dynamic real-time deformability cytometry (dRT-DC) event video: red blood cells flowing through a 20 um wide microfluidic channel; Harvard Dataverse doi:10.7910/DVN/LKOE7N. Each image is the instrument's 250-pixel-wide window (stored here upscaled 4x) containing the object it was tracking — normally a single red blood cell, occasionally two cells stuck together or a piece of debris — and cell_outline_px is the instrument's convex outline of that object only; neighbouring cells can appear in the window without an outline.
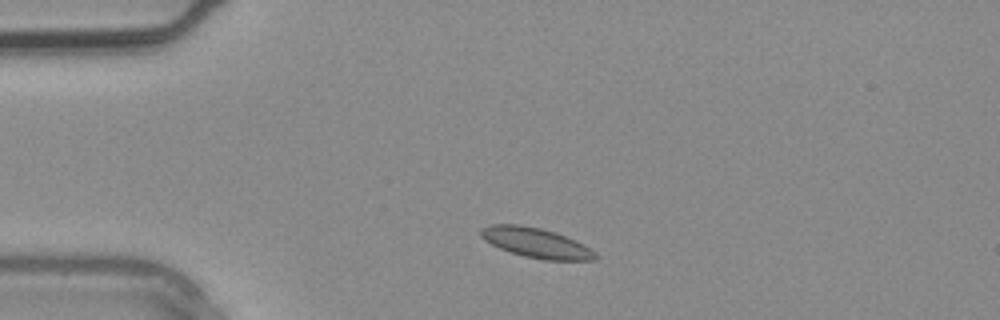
{"species": "common noctule bat (a hibernating species)", "species_latin": "Nyctalus noctula", "temperature_condition": "warm", "stored_images_in_passage": 1, "camera_frame_rate_fps": 3000, "um_per_image_px": 0.085, "animal": {"sex": "male", "body_mass_g": 20.4}, "frame": {"image": 1, "passage_image": 1, "time_ms": 0.0, "image_size_px": [1000, 320], "cell_outline_px": [[600, 256], [596, 260], [544, 260], [524, 256], [500, 248], [484, 240], [480, 236], [480, 228], [492, 224], [520, 224], [540, 228], [556, 232], [576, 240], [584, 244], [596, 252]], "centroid_in_image_um": [45.6, 20.63], "position_along_channel_um": 39.4, "area_um2": 20.11}}